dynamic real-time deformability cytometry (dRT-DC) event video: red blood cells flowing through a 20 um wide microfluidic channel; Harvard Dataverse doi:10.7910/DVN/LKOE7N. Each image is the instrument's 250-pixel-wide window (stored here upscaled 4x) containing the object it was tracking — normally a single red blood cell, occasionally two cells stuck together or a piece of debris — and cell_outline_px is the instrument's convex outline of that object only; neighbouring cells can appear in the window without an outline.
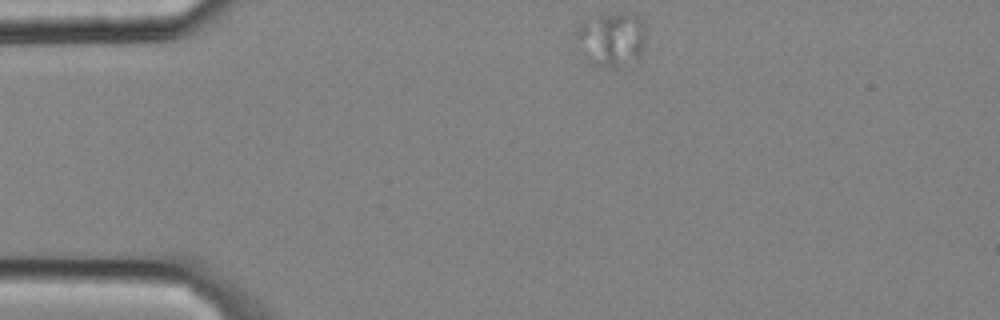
{"species": "common noctule bat (a hibernating species)", "species_latin": "Nyctalus noctula", "temperature_condition": "cold", "stored_images_in_passage": 3, "camera_frame_rate_fps": 3000, "um_per_image_px": 0.085, "animal": {"sex": "male", "body_mass_g": 20.4}, "frame": {"image": 1, "passage_image": 1, "time_ms": 0.0, "image_size_px": [1000, 320], "cell_outline_px": [[644, 44], [640, 56], [636, 60], [612, 68], [584, 64], [576, 36], [576, 28], [580, 24], [600, 16], [628, 12], [636, 12], [644, 24]], "centroid_in_image_um": [51.96, 3.37], "position_along_channel_um": 33.0, "area_um2": 22.25}}